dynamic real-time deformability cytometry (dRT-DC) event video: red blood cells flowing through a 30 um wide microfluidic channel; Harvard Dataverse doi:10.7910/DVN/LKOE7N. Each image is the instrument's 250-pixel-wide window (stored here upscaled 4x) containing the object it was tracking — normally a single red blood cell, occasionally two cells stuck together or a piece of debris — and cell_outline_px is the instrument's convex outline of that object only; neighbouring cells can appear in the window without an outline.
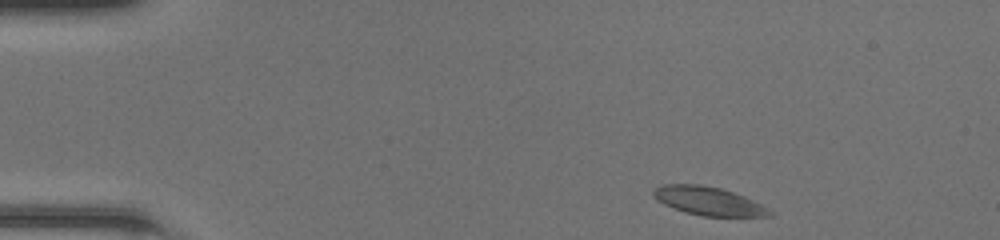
{"species": "common noctule bat (a hibernating species)", "species_latin": "Nyctalus noctula", "temperature_condition": "room temperature", "stored_images_in_passage": 43, "camera_frame_rate_fps": 3000, "um_per_image_px": 0.085, "animal": {"sex": "female", "body_mass_g": 20.0, "forearm_length_mm": 54.0}, "frame": {"image": 1, "passage_image": 1, "time_ms": 0.0, "image_size_px": [1000, 240], "cell_outline_px": [[776, 212], [772, 216], [700, 216], [684, 212], [664, 204], [656, 200], [652, 196], [652, 192], [660, 184], [700, 184], [720, 188], [744, 196]], "centroid_in_image_um": [60.2, 17.09], "position_along_channel_um": 24.8, "area_um2": 19.36}}
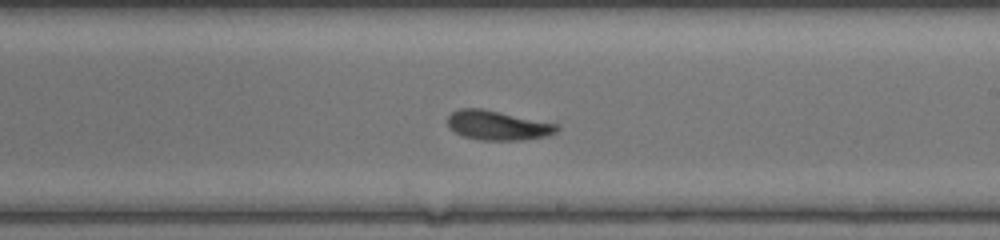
{"frame": {"image": 2, "passage_image": 23, "time_ms": 7.333, "image_size_px": [1000, 240], "cell_outline_px": [[560, 128], [556, 132], [548, 136], [524, 140], [480, 140], [464, 136], [448, 128], [448, 116], [452, 112], [460, 108], [480, 108], [560, 124]], "centroid_in_image_um": [42.34, 10.66], "position_along_channel_um": 246.7, "area_um2": 18.84}}
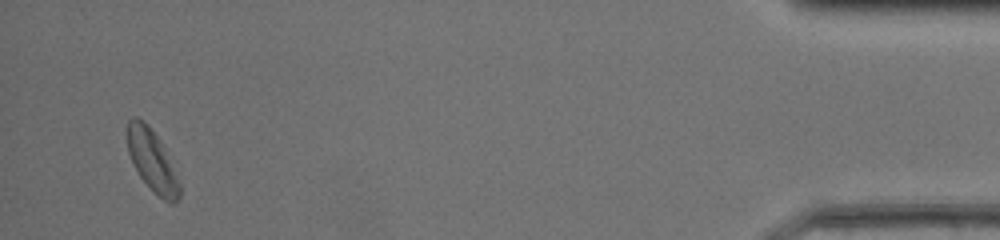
{"frame": {"image": 3, "passage_image": 41, "time_ms": 13.333, "image_size_px": [1000, 240], "cell_outline_px": [[180, 196], [172, 204], [164, 200], [140, 176], [132, 164], [128, 152], [128, 120], [132, 116], [136, 116], [144, 120], [148, 124], [160, 140], [180, 184]], "centroid_in_image_um": [12.91, 13.6], "position_along_channel_um": 422.3, "area_um2": 18.26}, "authors_computed_cell_mechanics": {"area_um2": 18.9006, "velocity_mm_per_s": 4.2251, "shape_relaxation_time_tau1_ms": 2.047, "shape_relaxation_time_tau2_ms": 2.4571, "deformation_change_tau1": 0.1032, "deformation_change_tau2": 0.0869}}